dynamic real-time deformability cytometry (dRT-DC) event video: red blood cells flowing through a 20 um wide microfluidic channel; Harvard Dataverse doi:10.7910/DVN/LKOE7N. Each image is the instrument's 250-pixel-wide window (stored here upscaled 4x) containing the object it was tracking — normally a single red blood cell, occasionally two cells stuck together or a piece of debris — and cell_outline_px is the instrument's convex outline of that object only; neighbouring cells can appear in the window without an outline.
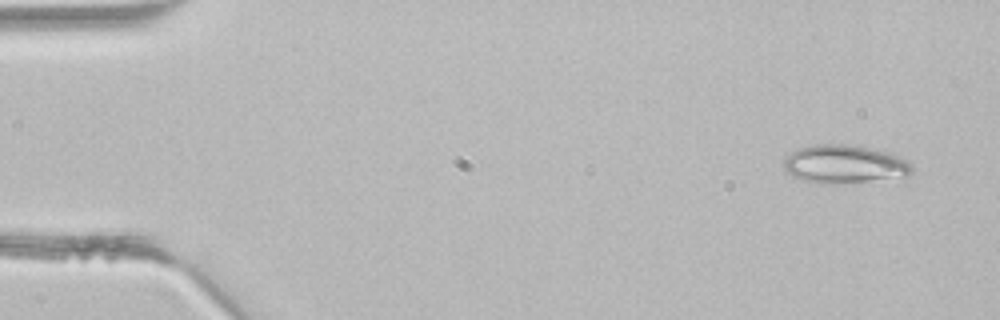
{"species": "common noctule bat (a hibernating species)", "species_latin": "Nyctalus noctula", "temperature_condition": "room temperature", "stored_images_in_passage": 43, "camera_frame_rate_fps": 3000, "um_per_image_px": 0.085, "animal": {"sex": "male", "body_mass_g": 21.5, "forearm_length_mm": 52.0}, "frame": {"image": 1, "passage_image": 2, "time_ms": 0.333, "image_size_px": [1000, 320], "cell_outline_px": [[912, 172], [908, 176], [868, 180], [820, 184], [804, 180], [784, 172], [784, 156], [796, 148], [816, 144], [848, 144], [888, 152], [900, 156], [908, 160], [912, 164]], "centroid_in_image_um": [71.74, 13.93], "position_along_channel_um": 13.3, "area_um2": 28.55}}
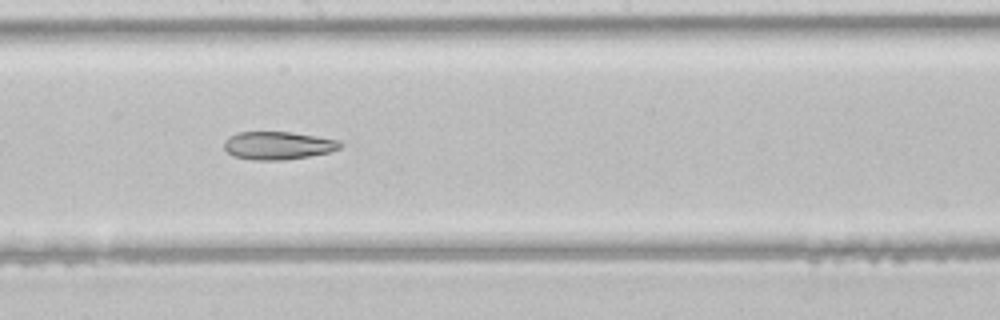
{"frame": {"image": 2, "passage_image": 23, "time_ms": 7.333, "image_size_px": [1000, 320], "cell_outline_px": [[340, 148], [328, 152], [308, 156], [284, 160], [252, 160], [232, 156], [224, 148], [224, 140], [228, 136], [240, 132], [292, 132], [340, 140]], "centroid_in_image_um": [23.58, 12.37], "position_along_channel_um": 224.6, "area_um2": 18.9}}
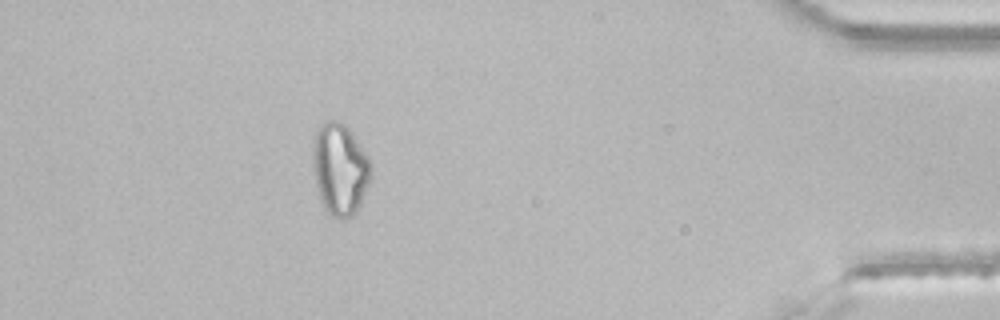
{"frame": {"image": 3, "passage_image": 38, "time_ms": 12.333, "image_size_px": [1000, 320], "cell_outline_px": [[372, 172], [360, 204], [356, 212], [352, 216], [344, 220], [340, 220], [332, 216], [324, 208], [320, 200], [316, 184], [312, 164], [312, 140], [316, 128], [320, 124], [328, 120], [332, 120], [344, 124], [352, 132], [368, 156], [372, 168]], "centroid_in_image_um": [28.86, 14.36], "position_along_channel_um": 406.3, "area_um2": 31.44}}